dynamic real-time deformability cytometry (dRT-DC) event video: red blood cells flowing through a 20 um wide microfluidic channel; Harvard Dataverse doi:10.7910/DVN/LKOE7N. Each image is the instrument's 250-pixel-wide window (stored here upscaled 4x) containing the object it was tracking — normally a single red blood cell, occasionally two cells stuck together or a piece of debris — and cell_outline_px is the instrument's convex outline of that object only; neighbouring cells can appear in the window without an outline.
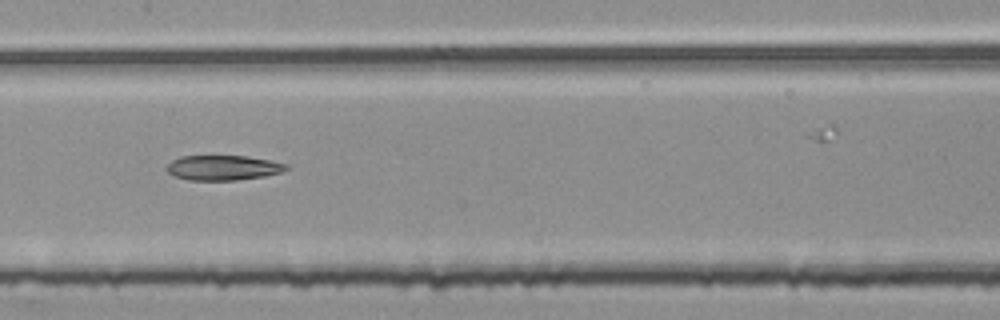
{"species": "common noctule bat (a hibernating species)", "species_latin": "Nyctalus noctula", "temperature_condition": "room temperature", "stored_images_in_passage": 55, "segment_of_instrument_passage": [2, 2], "camera_frame_rate_fps": 3000, "um_per_image_px": 0.085, "animal": {"sex": "female", "body_mass_g": 25.1}, "frame": {"image": 1, "passage_image": 27, "time_ms": 8.667, "image_size_px": [1000, 320], "cell_outline_px": [[288, 168], [280, 172], [264, 176], [236, 180], [188, 180], [172, 176], [164, 168], [172, 160], [180, 156], [248, 156], [288, 164]], "centroid_in_image_um": [18.9, 14.26], "position_along_channel_um": 188.5, "area_um2": 17.4}}
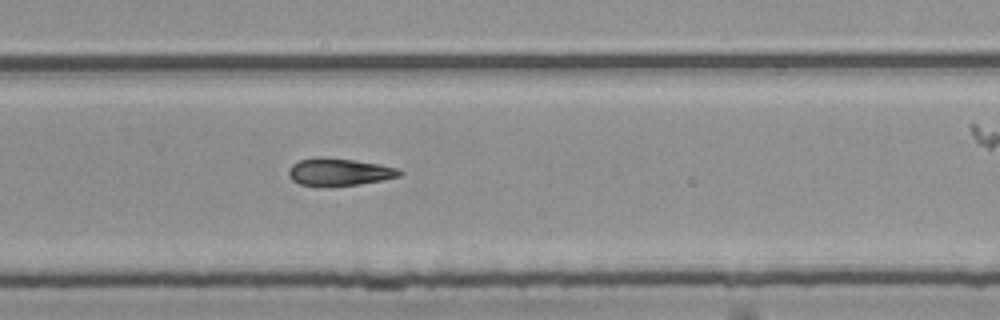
{"frame": {"image": 2, "passage_image": 36, "time_ms": 11.667, "image_size_px": [1000, 320], "cell_outline_px": [[404, 172], [400, 176], [384, 180], [356, 184], [300, 184], [292, 180], [288, 176], [288, 172], [292, 164], [300, 160], [320, 156], [356, 160], [380, 164], [400, 168]], "centroid_in_image_um": [28.89, 14.57], "position_along_channel_um": 300.9, "area_um2": 17.4}}
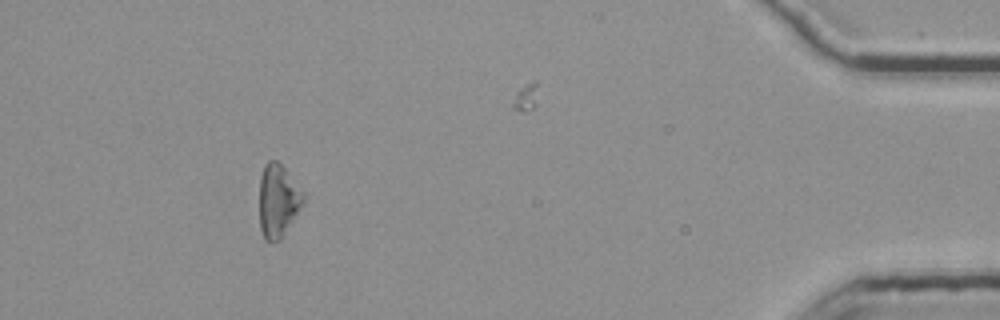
{"frame": {"image": 3, "passage_image": 50, "time_ms": 16.333, "image_size_px": [1000, 320], "cell_outline_px": [[304, 204], [280, 240], [264, 240], [260, 228], [260, 176], [264, 164], [268, 160], [276, 160], [288, 172], [304, 192]], "centroid_in_image_um": [23.64, 17.04], "position_along_channel_um": 411.6, "area_um2": 18.73}}